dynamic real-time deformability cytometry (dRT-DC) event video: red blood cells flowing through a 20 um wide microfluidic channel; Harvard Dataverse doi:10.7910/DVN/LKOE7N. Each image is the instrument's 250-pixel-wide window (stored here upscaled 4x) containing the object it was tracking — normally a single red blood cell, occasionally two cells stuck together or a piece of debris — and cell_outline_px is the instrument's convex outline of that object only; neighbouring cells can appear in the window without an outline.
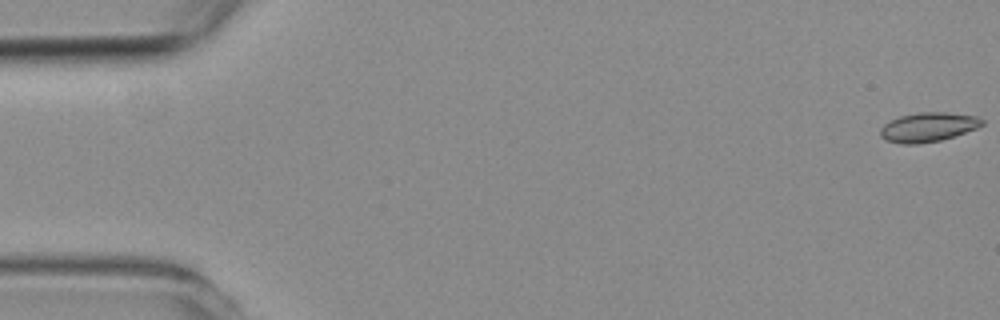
{"species": "common noctule bat (a hibernating species)", "species_latin": "Nyctalus noctula", "temperature_condition": "room temperature", "stored_images_in_passage": 5, "camera_frame_rate_fps": 3000, "um_per_image_px": 0.085, "animal": {"sex": "female", "body_mass_g": 19.3, "forearm_length_mm": 54.1}, "frame": {"image": 1, "passage_image": 1, "time_ms": 0.0, "image_size_px": [1000, 320], "cell_outline_px": [[984, 124], [976, 128], [940, 140], [920, 144], [900, 144], [888, 140], [880, 136], [880, 128], [884, 124], [900, 116], [920, 112], [948, 112], [976, 116], [984, 120]], "centroid_in_image_um": [78.88, 10.8], "position_along_channel_um": 6.1, "area_um2": 17.22}}
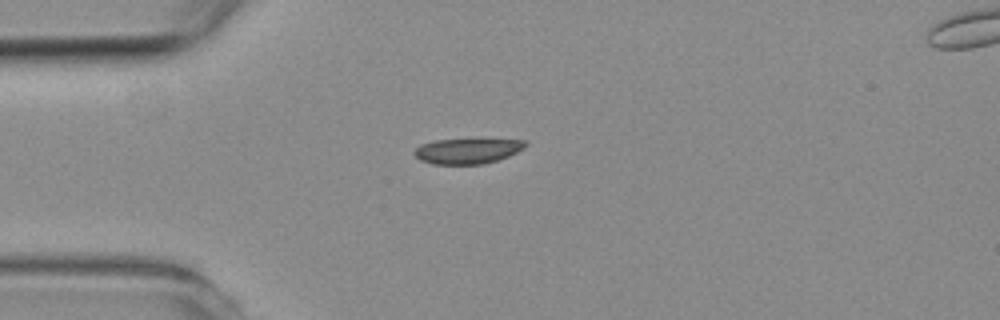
{"frame": {"image": 2, "passage_image": 4, "time_ms": 4.333, "image_size_px": [1000, 320], "cell_outline_px": [[528, 144], [524, 148], [508, 156], [484, 164], [432, 164], [420, 160], [412, 152], [420, 144], [436, 140], [528, 140]], "centroid_in_image_um": [39.71, 12.84], "position_along_channel_um": 45.3, "area_um2": 16.18}}